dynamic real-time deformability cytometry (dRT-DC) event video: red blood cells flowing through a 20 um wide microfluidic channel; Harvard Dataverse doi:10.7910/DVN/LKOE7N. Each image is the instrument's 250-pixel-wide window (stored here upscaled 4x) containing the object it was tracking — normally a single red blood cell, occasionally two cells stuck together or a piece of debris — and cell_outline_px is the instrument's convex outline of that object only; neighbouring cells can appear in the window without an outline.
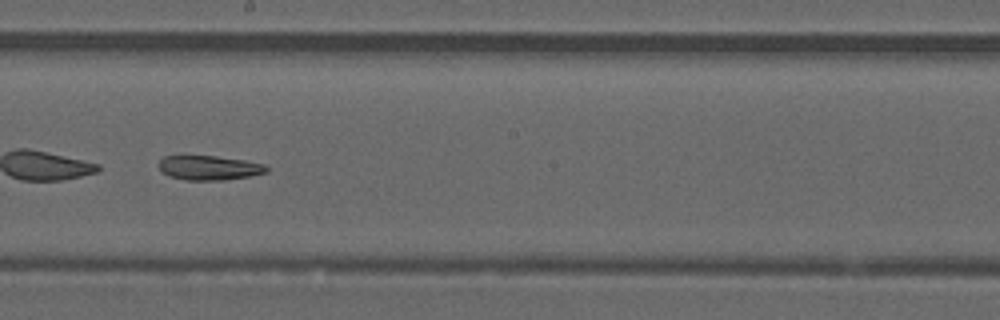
{"species": "common noctule bat (a hibernating species)", "species_latin": "Nyctalus noctula", "temperature_condition": "warm", "stored_images_in_passage": 49, "camera_frame_rate_fps": 3000, "um_per_image_px": 0.085, "animal": {"sex": "male", "forearm_length_mm": 52.5}, "frame": {"image": 1, "passage_image": 28, "time_ms": 9.0, "image_size_px": [1000, 320], "cell_outline_px": [[268, 172], [248, 176], [224, 180], [184, 180], [168, 176], [160, 172], [156, 164], [164, 156], [184, 152], [216, 156], [244, 160], [264, 164], [268, 168]], "centroid_in_image_um": [17.63, 14.21], "position_along_channel_um": 230.6, "area_um2": 16.24}}